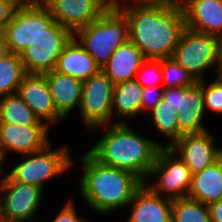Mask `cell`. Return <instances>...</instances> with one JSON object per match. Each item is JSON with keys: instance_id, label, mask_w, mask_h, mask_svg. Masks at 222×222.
Returning <instances> with one entry per match:
<instances>
[{"instance_id": "1", "label": "cell", "mask_w": 222, "mask_h": 222, "mask_svg": "<svg viewBox=\"0 0 222 222\" xmlns=\"http://www.w3.org/2000/svg\"><path fill=\"white\" fill-rule=\"evenodd\" d=\"M132 1V6L114 4L127 18L129 39L145 59L171 58L186 27L182 7Z\"/></svg>"}, {"instance_id": "2", "label": "cell", "mask_w": 222, "mask_h": 222, "mask_svg": "<svg viewBox=\"0 0 222 222\" xmlns=\"http://www.w3.org/2000/svg\"><path fill=\"white\" fill-rule=\"evenodd\" d=\"M80 194L91 209L105 214L128 206L144 181L134 173L104 165L88 151L81 157Z\"/></svg>"}, {"instance_id": "3", "label": "cell", "mask_w": 222, "mask_h": 222, "mask_svg": "<svg viewBox=\"0 0 222 222\" xmlns=\"http://www.w3.org/2000/svg\"><path fill=\"white\" fill-rule=\"evenodd\" d=\"M106 126L105 134L88 152L100 163L130 171L145 182L164 145L139 135L124 121Z\"/></svg>"}, {"instance_id": "4", "label": "cell", "mask_w": 222, "mask_h": 222, "mask_svg": "<svg viewBox=\"0 0 222 222\" xmlns=\"http://www.w3.org/2000/svg\"><path fill=\"white\" fill-rule=\"evenodd\" d=\"M74 37L102 69L116 49L129 39L128 21L125 15L111 4L98 19L78 29Z\"/></svg>"}, {"instance_id": "5", "label": "cell", "mask_w": 222, "mask_h": 222, "mask_svg": "<svg viewBox=\"0 0 222 222\" xmlns=\"http://www.w3.org/2000/svg\"><path fill=\"white\" fill-rule=\"evenodd\" d=\"M69 147L63 146L54 150L49 144L42 150L22 155L26 159L17 163L7 176L15 182L38 186L41 189L44 183L53 177H59L73 166L69 154Z\"/></svg>"}, {"instance_id": "6", "label": "cell", "mask_w": 222, "mask_h": 222, "mask_svg": "<svg viewBox=\"0 0 222 222\" xmlns=\"http://www.w3.org/2000/svg\"><path fill=\"white\" fill-rule=\"evenodd\" d=\"M217 52L218 37L186 26L172 57L198 82L216 66Z\"/></svg>"}, {"instance_id": "7", "label": "cell", "mask_w": 222, "mask_h": 222, "mask_svg": "<svg viewBox=\"0 0 222 222\" xmlns=\"http://www.w3.org/2000/svg\"><path fill=\"white\" fill-rule=\"evenodd\" d=\"M152 176L158 178L150 181ZM192 183V173L186 164L169 147H162L151 168L148 179L144 182L154 193L167 198L187 197Z\"/></svg>"}, {"instance_id": "8", "label": "cell", "mask_w": 222, "mask_h": 222, "mask_svg": "<svg viewBox=\"0 0 222 222\" xmlns=\"http://www.w3.org/2000/svg\"><path fill=\"white\" fill-rule=\"evenodd\" d=\"M74 34L54 21L20 55L25 73L45 74L55 69L57 59Z\"/></svg>"}, {"instance_id": "9", "label": "cell", "mask_w": 222, "mask_h": 222, "mask_svg": "<svg viewBox=\"0 0 222 222\" xmlns=\"http://www.w3.org/2000/svg\"><path fill=\"white\" fill-rule=\"evenodd\" d=\"M54 21L45 5L18 7L3 33L10 53L21 55Z\"/></svg>"}, {"instance_id": "10", "label": "cell", "mask_w": 222, "mask_h": 222, "mask_svg": "<svg viewBox=\"0 0 222 222\" xmlns=\"http://www.w3.org/2000/svg\"><path fill=\"white\" fill-rule=\"evenodd\" d=\"M114 85L102 70L83 82L78 109L87 128L97 130L111 122Z\"/></svg>"}, {"instance_id": "11", "label": "cell", "mask_w": 222, "mask_h": 222, "mask_svg": "<svg viewBox=\"0 0 222 222\" xmlns=\"http://www.w3.org/2000/svg\"><path fill=\"white\" fill-rule=\"evenodd\" d=\"M162 98L176 110L179 138L183 134L201 133L207 130L202 124L206 111L203 80L193 86L164 89Z\"/></svg>"}, {"instance_id": "12", "label": "cell", "mask_w": 222, "mask_h": 222, "mask_svg": "<svg viewBox=\"0 0 222 222\" xmlns=\"http://www.w3.org/2000/svg\"><path fill=\"white\" fill-rule=\"evenodd\" d=\"M1 221L29 222L40 206L43 189L12 181L7 175L1 180Z\"/></svg>"}, {"instance_id": "13", "label": "cell", "mask_w": 222, "mask_h": 222, "mask_svg": "<svg viewBox=\"0 0 222 222\" xmlns=\"http://www.w3.org/2000/svg\"><path fill=\"white\" fill-rule=\"evenodd\" d=\"M54 20L73 34L98 19L110 6L108 0H47Z\"/></svg>"}, {"instance_id": "14", "label": "cell", "mask_w": 222, "mask_h": 222, "mask_svg": "<svg viewBox=\"0 0 222 222\" xmlns=\"http://www.w3.org/2000/svg\"><path fill=\"white\" fill-rule=\"evenodd\" d=\"M215 139L207 130L201 133L183 134L169 148L189 168L192 174L202 171L221 157V149L215 147Z\"/></svg>"}, {"instance_id": "15", "label": "cell", "mask_w": 222, "mask_h": 222, "mask_svg": "<svg viewBox=\"0 0 222 222\" xmlns=\"http://www.w3.org/2000/svg\"><path fill=\"white\" fill-rule=\"evenodd\" d=\"M17 94L31 108L35 116L48 127L64 118L57 112L44 74L26 73Z\"/></svg>"}, {"instance_id": "16", "label": "cell", "mask_w": 222, "mask_h": 222, "mask_svg": "<svg viewBox=\"0 0 222 222\" xmlns=\"http://www.w3.org/2000/svg\"><path fill=\"white\" fill-rule=\"evenodd\" d=\"M48 126H22L11 123H0V142L5 153L22 155L44 149L48 140Z\"/></svg>"}, {"instance_id": "17", "label": "cell", "mask_w": 222, "mask_h": 222, "mask_svg": "<svg viewBox=\"0 0 222 222\" xmlns=\"http://www.w3.org/2000/svg\"><path fill=\"white\" fill-rule=\"evenodd\" d=\"M172 202V199H164L143 183L128 204L132 205V209L127 222H171Z\"/></svg>"}, {"instance_id": "18", "label": "cell", "mask_w": 222, "mask_h": 222, "mask_svg": "<svg viewBox=\"0 0 222 222\" xmlns=\"http://www.w3.org/2000/svg\"><path fill=\"white\" fill-rule=\"evenodd\" d=\"M181 7L187 27L222 37V0H185Z\"/></svg>"}, {"instance_id": "19", "label": "cell", "mask_w": 222, "mask_h": 222, "mask_svg": "<svg viewBox=\"0 0 222 222\" xmlns=\"http://www.w3.org/2000/svg\"><path fill=\"white\" fill-rule=\"evenodd\" d=\"M54 70L84 82L101 68L73 36L59 55Z\"/></svg>"}, {"instance_id": "20", "label": "cell", "mask_w": 222, "mask_h": 222, "mask_svg": "<svg viewBox=\"0 0 222 222\" xmlns=\"http://www.w3.org/2000/svg\"><path fill=\"white\" fill-rule=\"evenodd\" d=\"M57 112L65 119L81 103L83 82L52 70L44 74Z\"/></svg>"}, {"instance_id": "21", "label": "cell", "mask_w": 222, "mask_h": 222, "mask_svg": "<svg viewBox=\"0 0 222 222\" xmlns=\"http://www.w3.org/2000/svg\"><path fill=\"white\" fill-rule=\"evenodd\" d=\"M145 60L142 52L130 39H127L116 49L101 70L114 84H117L135 79L138 69Z\"/></svg>"}, {"instance_id": "22", "label": "cell", "mask_w": 222, "mask_h": 222, "mask_svg": "<svg viewBox=\"0 0 222 222\" xmlns=\"http://www.w3.org/2000/svg\"><path fill=\"white\" fill-rule=\"evenodd\" d=\"M187 197L207 206L222 199V157L202 171L192 174Z\"/></svg>"}, {"instance_id": "23", "label": "cell", "mask_w": 222, "mask_h": 222, "mask_svg": "<svg viewBox=\"0 0 222 222\" xmlns=\"http://www.w3.org/2000/svg\"><path fill=\"white\" fill-rule=\"evenodd\" d=\"M142 88L135 79L115 84L112 103V114L115 115L113 116L136 117L141 112Z\"/></svg>"}, {"instance_id": "24", "label": "cell", "mask_w": 222, "mask_h": 222, "mask_svg": "<svg viewBox=\"0 0 222 222\" xmlns=\"http://www.w3.org/2000/svg\"><path fill=\"white\" fill-rule=\"evenodd\" d=\"M0 123L22 126H47L40 122L31 108L17 93L0 98Z\"/></svg>"}, {"instance_id": "25", "label": "cell", "mask_w": 222, "mask_h": 222, "mask_svg": "<svg viewBox=\"0 0 222 222\" xmlns=\"http://www.w3.org/2000/svg\"><path fill=\"white\" fill-rule=\"evenodd\" d=\"M21 56L10 53L0 60V98L17 93L25 75Z\"/></svg>"}, {"instance_id": "26", "label": "cell", "mask_w": 222, "mask_h": 222, "mask_svg": "<svg viewBox=\"0 0 222 222\" xmlns=\"http://www.w3.org/2000/svg\"><path fill=\"white\" fill-rule=\"evenodd\" d=\"M150 111L153 126L169 140L167 145L164 144V147H170L179 139V127L175 108L162 98Z\"/></svg>"}, {"instance_id": "27", "label": "cell", "mask_w": 222, "mask_h": 222, "mask_svg": "<svg viewBox=\"0 0 222 222\" xmlns=\"http://www.w3.org/2000/svg\"><path fill=\"white\" fill-rule=\"evenodd\" d=\"M171 222H211L209 207L189 197L173 199Z\"/></svg>"}, {"instance_id": "28", "label": "cell", "mask_w": 222, "mask_h": 222, "mask_svg": "<svg viewBox=\"0 0 222 222\" xmlns=\"http://www.w3.org/2000/svg\"><path fill=\"white\" fill-rule=\"evenodd\" d=\"M163 89L193 86L197 81L173 57L161 59Z\"/></svg>"}, {"instance_id": "29", "label": "cell", "mask_w": 222, "mask_h": 222, "mask_svg": "<svg viewBox=\"0 0 222 222\" xmlns=\"http://www.w3.org/2000/svg\"><path fill=\"white\" fill-rule=\"evenodd\" d=\"M135 80L142 87L156 86V83H162L161 59H146L138 69Z\"/></svg>"}, {"instance_id": "30", "label": "cell", "mask_w": 222, "mask_h": 222, "mask_svg": "<svg viewBox=\"0 0 222 222\" xmlns=\"http://www.w3.org/2000/svg\"><path fill=\"white\" fill-rule=\"evenodd\" d=\"M205 82L204 79L203 97L205 110L222 113V78L216 77L215 81L210 84Z\"/></svg>"}, {"instance_id": "31", "label": "cell", "mask_w": 222, "mask_h": 222, "mask_svg": "<svg viewBox=\"0 0 222 222\" xmlns=\"http://www.w3.org/2000/svg\"><path fill=\"white\" fill-rule=\"evenodd\" d=\"M156 86H149L142 88L141 111L152 110L163 97V88L161 90L155 89Z\"/></svg>"}, {"instance_id": "32", "label": "cell", "mask_w": 222, "mask_h": 222, "mask_svg": "<svg viewBox=\"0 0 222 222\" xmlns=\"http://www.w3.org/2000/svg\"><path fill=\"white\" fill-rule=\"evenodd\" d=\"M17 8L10 0H0V34L4 33Z\"/></svg>"}, {"instance_id": "33", "label": "cell", "mask_w": 222, "mask_h": 222, "mask_svg": "<svg viewBox=\"0 0 222 222\" xmlns=\"http://www.w3.org/2000/svg\"><path fill=\"white\" fill-rule=\"evenodd\" d=\"M73 205L72 201L69 200L55 217L53 222H88L77 216L78 213Z\"/></svg>"}, {"instance_id": "34", "label": "cell", "mask_w": 222, "mask_h": 222, "mask_svg": "<svg viewBox=\"0 0 222 222\" xmlns=\"http://www.w3.org/2000/svg\"><path fill=\"white\" fill-rule=\"evenodd\" d=\"M210 218L211 222H222V199L210 204Z\"/></svg>"}, {"instance_id": "35", "label": "cell", "mask_w": 222, "mask_h": 222, "mask_svg": "<svg viewBox=\"0 0 222 222\" xmlns=\"http://www.w3.org/2000/svg\"><path fill=\"white\" fill-rule=\"evenodd\" d=\"M215 73L216 77L222 78V37H218V52L216 61Z\"/></svg>"}, {"instance_id": "36", "label": "cell", "mask_w": 222, "mask_h": 222, "mask_svg": "<svg viewBox=\"0 0 222 222\" xmlns=\"http://www.w3.org/2000/svg\"><path fill=\"white\" fill-rule=\"evenodd\" d=\"M17 7L45 5L47 0H10Z\"/></svg>"}, {"instance_id": "37", "label": "cell", "mask_w": 222, "mask_h": 222, "mask_svg": "<svg viewBox=\"0 0 222 222\" xmlns=\"http://www.w3.org/2000/svg\"><path fill=\"white\" fill-rule=\"evenodd\" d=\"M10 54L8 45L6 44L3 34H0V60Z\"/></svg>"}, {"instance_id": "38", "label": "cell", "mask_w": 222, "mask_h": 222, "mask_svg": "<svg viewBox=\"0 0 222 222\" xmlns=\"http://www.w3.org/2000/svg\"><path fill=\"white\" fill-rule=\"evenodd\" d=\"M141 1H146L149 3H163L173 6H182L185 2V0H141Z\"/></svg>"}, {"instance_id": "39", "label": "cell", "mask_w": 222, "mask_h": 222, "mask_svg": "<svg viewBox=\"0 0 222 222\" xmlns=\"http://www.w3.org/2000/svg\"><path fill=\"white\" fill-rule=\"evenodd\" d=\"M5 158H6V155H5V153H4V151H3V149H2V147H1V142H0V174L3 172H5V171H3L2 170V168H1V166H2V164L4 163L3 161L5 160Z\"/></svg>"}, {"instance_id": "40", "label": "cell", "mask_w": 222, "mask_h": 222, "mask_svg": "<svg viewBox=\"0 0 222 222\" xmlns=\"http://www.w3.org/2000/svg\"><path fill=\"white\" fill-rule=\"evenodd\" d=\"M0 196H1V182H0ZM1 199V197H0ZM0 221H1V200H0Z\"/></svg>"}, {"instance_id": "41", "label": "cell", "mask_w": 222, "mask_h": 222, "mask_svg": "<svg viewBox=\"0 0 222 222\" xmlns=\"http://www.w3.org/2000/svg\"><path fill=\"white\" fill-rule=\"evenodd\" d=\"M111 4H115V3H117L118 1H120V0H108ZM122 1V0H121ZM123 1H125V0H123Z\"/></svg>"}]
</instances>
